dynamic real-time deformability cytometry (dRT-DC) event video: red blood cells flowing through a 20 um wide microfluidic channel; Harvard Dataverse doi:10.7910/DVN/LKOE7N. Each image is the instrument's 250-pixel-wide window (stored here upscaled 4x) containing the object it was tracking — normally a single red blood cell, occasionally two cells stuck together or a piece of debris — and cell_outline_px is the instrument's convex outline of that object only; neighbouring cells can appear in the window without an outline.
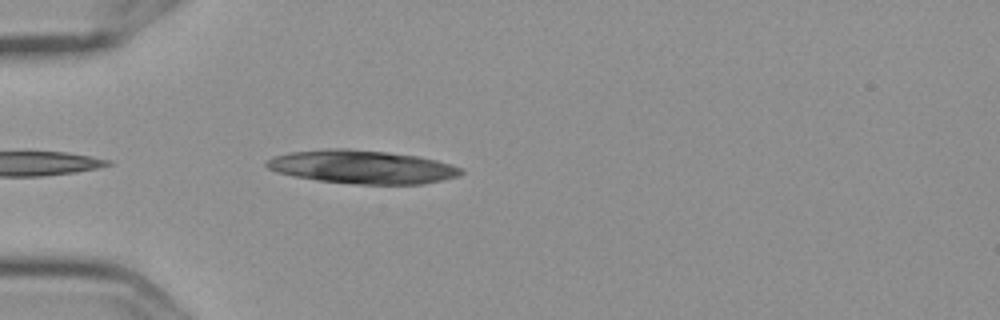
{"species": "Egyptian fruit bat (a non-hibernating species)", "species_latin": "Rousettus aegyptiacus", "temperature_condition": "cold", "stored_images_in_passage": 2, "camera_frame_rate_fps": 3000, "um_per_image_px": 0.085, "frame": {"image": 1, "passage_image": 2, "time_ms": 0.333, "image_size_px": [1000, 320], "cell_outline_px": [[464, 172], [456, 176], [444, 180], [424, 184], [356, 184], [316, 180], [276, 172], [268, 168], [264, 164], [272, 156], [288, 152], [328, 148], [348, 148], [388, 152], [416, 156], [436, 160], [464, 168]], "centroid_in_image_um": [30.77, 14.18], "position_along_channel_um": 54.2, "area_um2": 37.97}}